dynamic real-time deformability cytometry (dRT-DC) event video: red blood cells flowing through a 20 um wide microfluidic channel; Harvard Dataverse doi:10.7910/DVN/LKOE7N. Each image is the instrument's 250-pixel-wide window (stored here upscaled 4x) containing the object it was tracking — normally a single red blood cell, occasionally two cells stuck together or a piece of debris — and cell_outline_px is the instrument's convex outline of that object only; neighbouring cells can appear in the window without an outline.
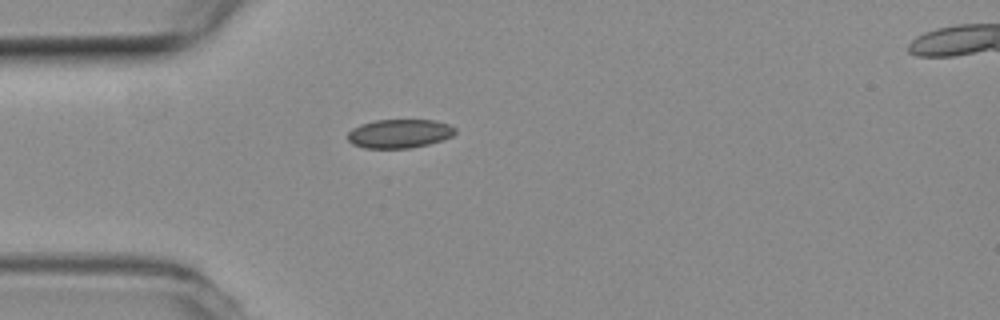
{"species": "common noctule bat (a hibernating species)", "species_latin": "Nyctalus noctula", "temperature_condition": "room temperature", "stored_images_in_passage": 41, "camera_frame_rate_fps": 3000, "um_per_image_px": 0.085, "animal": {"sex": "female", "body_mass_g": 19.3, "forearm_length_mm": 54.1}, "frame": {"image": 1, "passage_image": 1, "time_ms": 0.0, "image_size_px": [1000, 320], "cell_outline_px": [[456, 132], [452, 136], [444, 140], [428, 144], [408, 148], [364, 148], [352, 144], [348, 140], [348, 132], [352, 128], [360, 124], [376, 120], [432, 120], [448, 124], [456, 128]], "centroid_in_image_um": [33.95, 11.36], "position_along_channel_um": 51.1, "area_um2": 18.09}}
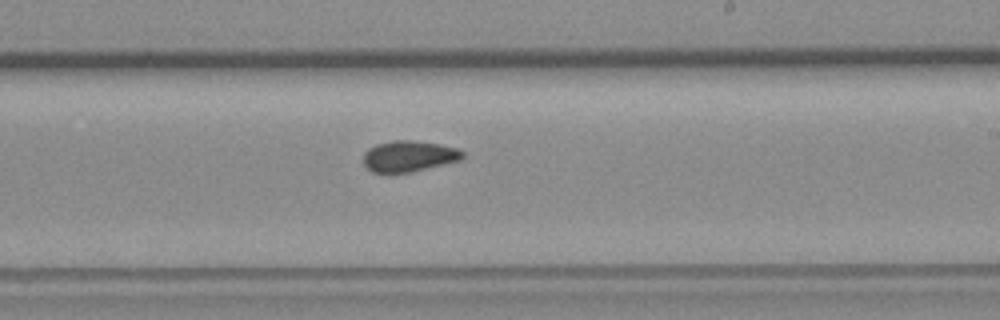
{"frame": {"image": 2, "passage_image": 18, "time_ms": 5.667, "image_size_px": [1000, 320], "cell_outline_px": [[464, 156], [460, 160], [408, 172], [388, 176], [372, 172], [364, 164], [364, 152], [368, 148], [376, 144], [392, 140], [408, 140], [436, 144], [456, 148], [464, 152]], "centroid_in_image_um": [34.67, 13.31], "position_along_channel_um": 254.3, "area_um2": 18.03}}
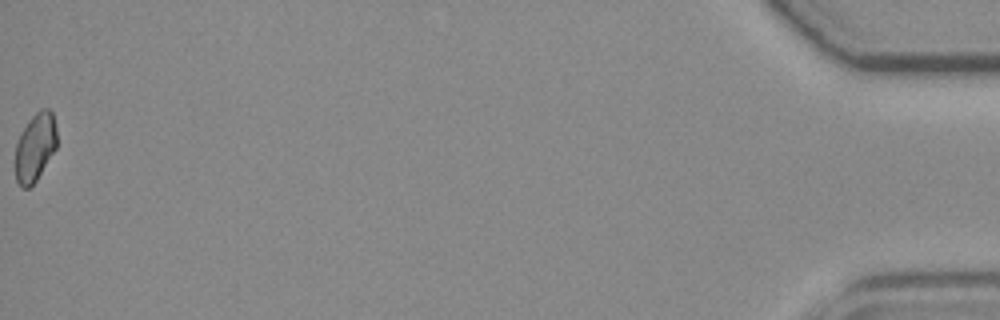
{"frame": {"image": 3, "passage_image": 41, "time_ms": 13.333, "image_size_px": [1000, 320], "cell_outline_px": [[56, 148], [36, 180], [28, 188], [24, 188], [16, 180], [16, 144], [28, 120], [40, 108], [48, 108], [52, 112], [56, 128]], "centroid_in_image_um": [3.0, 12.48], "position_along_channel_um": 432.2, "area_um2": 16.18}, "authors_computed_cell_mechanics": {"area_um2": 17.629, "velocity_mm_per_s": 3.7393, "shape_relaxation_time_tau1_ms": null, "shape_relaxation_time_tau2_ms": 1.7884, "deformation_change_tau1": null, "deformation_change_tau2": 0.0506}}